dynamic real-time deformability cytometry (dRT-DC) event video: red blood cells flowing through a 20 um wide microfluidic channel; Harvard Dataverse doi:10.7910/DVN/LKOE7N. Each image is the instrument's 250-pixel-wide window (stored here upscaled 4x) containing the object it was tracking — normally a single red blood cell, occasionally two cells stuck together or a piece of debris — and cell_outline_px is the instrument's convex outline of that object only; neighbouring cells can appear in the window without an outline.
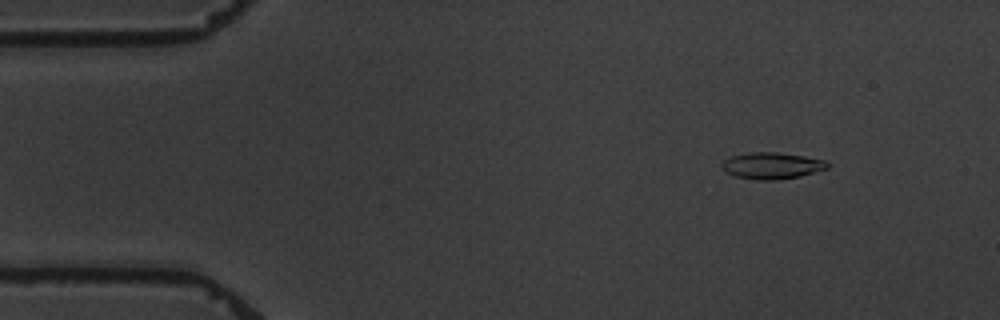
{"species": "common noctule bat (a hibernating species)", "species_latin": "Nyctalus noctula", "temperature_condition": "warm", "stored_images_in_passage": 8, "camera_frame_rate_fps": 3000, "um_per_image_px": 0.085, "animal": {"sex": "male", "body_mass_g": 19.5, "forearm_length_mm": 54.6}, "frame": {"image": 1, "passage_image": 2, "time_ms": 2.0, "image_size_px": [1000, 320], "cell_outline_px": [[828, 168], [800, 176], [776, 180], [756, 180], [732, 176], [724, 172], [720, 164], [724, 160], [732, 156], [752, 152], [776, 152], [804, 156], [824, 160], [828, 164]], "centroid_in_image_um": [65.55, 14.09], "position_along_channel_um": 19.5, "area_um2": 16.36}}
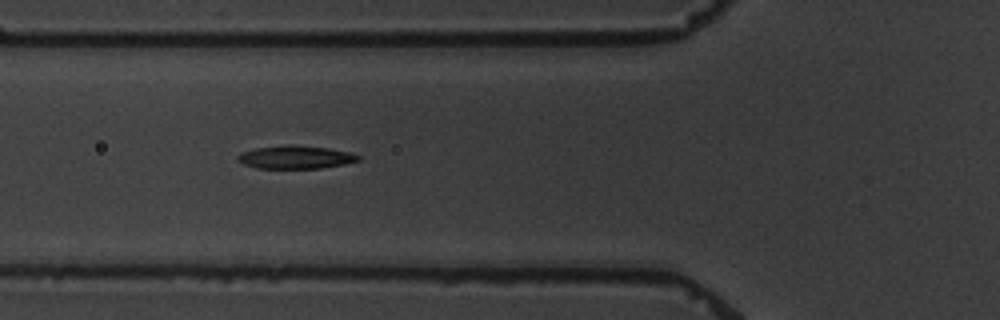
{"frame": {"image": 2, "passage_image": 6, "time_ms": 6.667, "image_size_px": [1000, 320], "cell_outline_px": [[360, 160], [344, 164], [320, 168], [256, 168], [244, 164], [236, 160], [236, 156], [240, 152], [256, 148], [328, 148], [348, 152], [360, 156]], "centroid_in_image_um": [25.1, 13.42], "position_along_channel_um": 100.7, "area_um2": 15.14}}
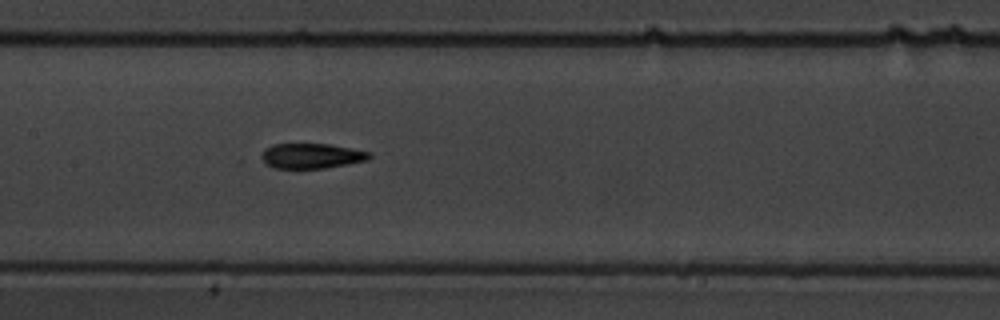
{"frame": {"image": 3, "passage_image": 8, "time_ms": 9.0, "image_size_px": [1000, 320], "cell_outline_px": [[372, 156], [368, 160], [324, 168], [276, 168], [268, 164], [260, 156], [264, 148], [272, 144], [328, 144], [372, 152]], "centroid_in_image_um": [26.49, 13.24], "position_along_channel_um": 180.9, "area_um2": 15.66}}